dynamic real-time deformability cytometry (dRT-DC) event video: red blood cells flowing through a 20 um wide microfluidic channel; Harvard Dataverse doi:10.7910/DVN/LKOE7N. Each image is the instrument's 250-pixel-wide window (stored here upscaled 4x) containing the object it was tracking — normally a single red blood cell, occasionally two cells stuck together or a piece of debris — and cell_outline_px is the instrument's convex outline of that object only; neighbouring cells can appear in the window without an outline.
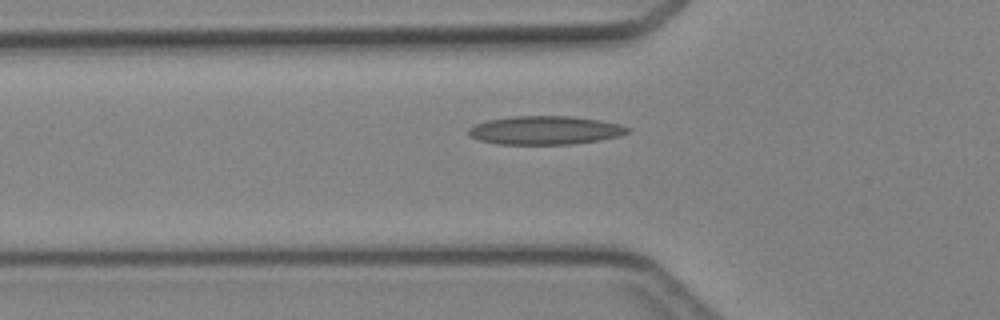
{"species": "Egyptian fruit bat (a non-hibernating species)", "species_latin": "Rousettus aegyptiacus", "temperature_condition": "cold", "stored_images_in_passage": 37, "camera_frame_rate_fps": 3000, "um_per_image_px": 0.085, "animal": {"sex": "female"}, "frame": {"image": 1, "passage_image": 10, "time_ms": 3.0, "image_size_px": [1000, 320], "cell_outline_px": [[632, 132], [620, 136], [600, 140], [572, 144], [500, 144], [480, 140], [468, 136], [468, 128], [476, 124], [488, 120], [512, 116], [572, 116], [600, 120], [620, 124], [632, 128]], "centroid_in_image_um": [46.39, 11.07], "position_along_channel_um": 79.4, "area_um2": 26.65}}
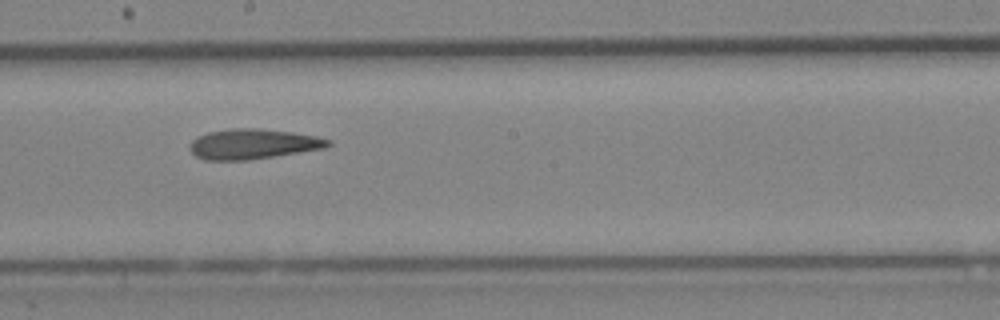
{"frame": {"image": 2, "passage_image": 20, "time_ms": 6.333, "image_size_px": [1000, 320], "cell_outline_px": [[332, 144], [324, 148], [248, 160], [204, 160], [196, 156], [188, 148], [192, 140], [196, 136], [208, 132], [232, 128], [260, 128], [292, 132], [316, 136], [332, 140]], "centroid_in_image_um": [21.48, 12.23], "position_along_channel_um": 226.7, "area_um2": 24.33}}
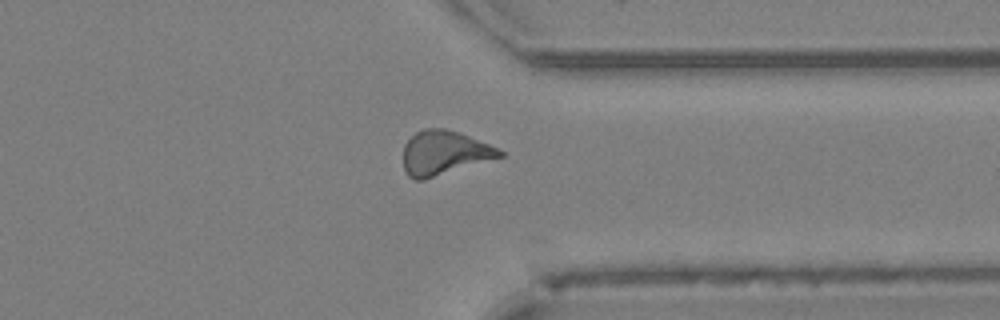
{"frame": {"image": 3, "passage_image": 30, "time_ms": 9.667, "image_size_px": [1000, 320], "cell_outline_px": [[504, 156], [424, 180], [416, 180], [408, 176], [404, 172], [404, 144], [416, 132], [424, 128], [444, 128], [468, 136], [488, 144], [504, 152]], "centroid_in_image_um": [37.72, 13.01], "position_along_channel_um": 373.7, "area_um2": 24.62}}